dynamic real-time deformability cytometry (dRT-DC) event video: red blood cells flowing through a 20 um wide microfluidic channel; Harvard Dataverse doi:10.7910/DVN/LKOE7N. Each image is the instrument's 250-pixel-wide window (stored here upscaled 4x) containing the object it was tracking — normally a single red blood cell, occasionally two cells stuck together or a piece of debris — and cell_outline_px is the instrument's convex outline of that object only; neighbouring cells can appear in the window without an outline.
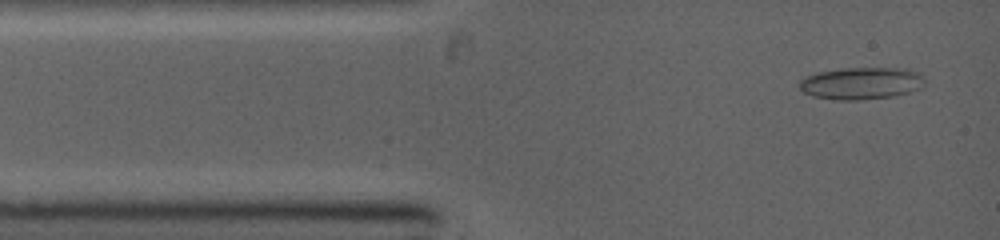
{"species": "common noctule bat (a hibernating species)", "species_latin": "Nyctalus noctula", "temperature_condition": "warm", "stored_images_in_passage": 3, "camera_frame_rate_fps": 5000, "um_per_image_px": 0.085, "animal": {"sex": "female", "body_mass_g": 19.0, "forearm_length_mm": 53.3}, "frame": {"image": 1, "passage_image": 1, "time_ms": 0.0, "image_size_px": [1000, 240], "cell_outline_px": [[924, 84], [920, 88], [908, 92], [892, 96], [860, 100], [840, 100], [816, 96], [804, 92], [796, 84], [804, 76], [816, 72], [844, 68], [908, 68], [920, 72], [924, 80]], "centroid_in_image_um": [73.2, 7.06], "position_along_channel_um": 11.8, "area_um2": 23.58}}